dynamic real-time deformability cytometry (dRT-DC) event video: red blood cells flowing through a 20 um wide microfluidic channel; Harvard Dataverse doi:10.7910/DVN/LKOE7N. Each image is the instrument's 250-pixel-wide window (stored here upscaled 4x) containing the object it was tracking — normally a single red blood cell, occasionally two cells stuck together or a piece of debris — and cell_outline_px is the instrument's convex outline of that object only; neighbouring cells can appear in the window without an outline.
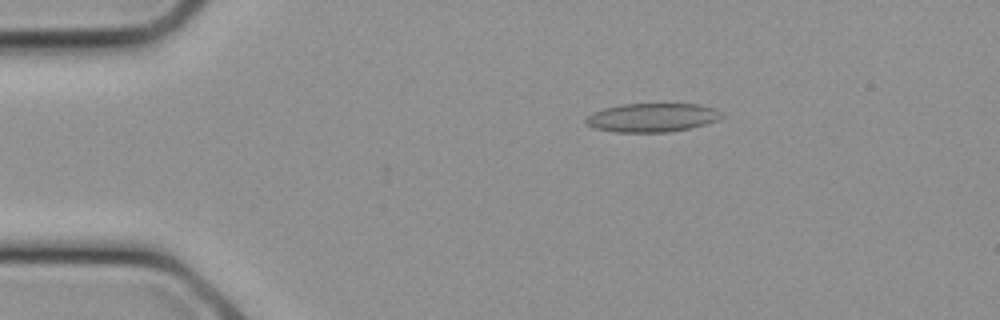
{"species": "common noctule bat (a hibernating species)", "species_latin": "Nyctalus noctula", "temperature_condition": "cold", "stored_images_in_passage": 8, "camera_frame_rate_fps": 3000, "um_per_image_px": 0.085, "animal": {"sex": "female", "body_mass_g": 21.9}, "frame": {"image": 1, "passage_image": 5, "time_ms": 1.333, "image_size_px": [1000, 320], "cell_outline_px": [[724, 116], [720, 120], [688, 128], [668, 132], [616, 132], [592, 128], [584, 124], [584, 120], [592, 112], [604, 108], [620, 104], [696, 104], [716, 108]], "centroid_in_image_um": [55.4, 9.99], "position_along_channel_um": 29.6, "area_um2": 22.89}}